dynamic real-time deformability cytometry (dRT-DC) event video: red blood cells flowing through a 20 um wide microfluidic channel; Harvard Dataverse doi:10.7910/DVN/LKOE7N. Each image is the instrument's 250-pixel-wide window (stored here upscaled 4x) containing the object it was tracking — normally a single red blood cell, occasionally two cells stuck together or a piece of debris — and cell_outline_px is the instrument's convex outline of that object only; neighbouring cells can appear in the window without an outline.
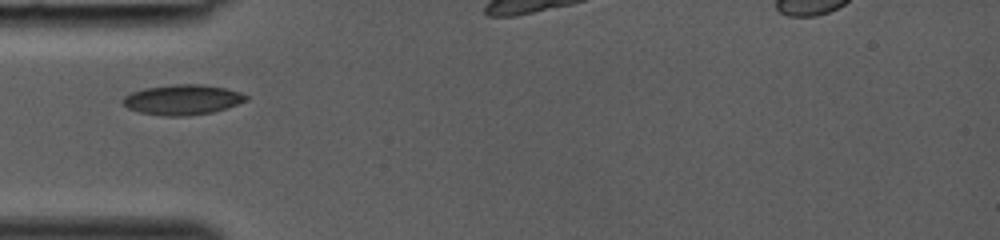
{"species": "common noctule bat (a hibernating species)", "species_latin": "Nyctalus noctula", "temperature_condition": "room temperature", "stored_images_in_passage": 5, "camera_frame_rate_fps": 3000, "um_per_image_px": 0.085, "animal": {"sex": "female", "body_mass_g": 19.0, "forearm_length_mm": 53.3}, "frame": {"image": 1, "passage_image": 1, "time_ms": 0.0, "image_size_px": [1000, 240], "cell_outline_px": [[248, 100], [212, 112], [188, 116], [160, 116], [140, 112], [128, 108], [120, 100], [124, 96], [132, 92], [144, 88], [176, 84], [204, 84], [224, 88], [240, 92], [248, 96]], "centroid_in_image_um": [15.48, 8.47], "position_along_channel_um": 69.5, "area_um2": 21.62}}
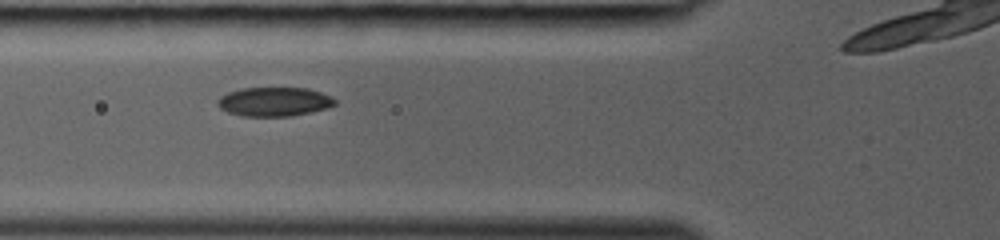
{"frame": {"image": 2, "passage_image": 3, "time_ms": 0.667, "image_size_px": [1000, 240], "cell_outline_px": [[336, 104], [328, 108], [312, 112], [292, 116], [240, 116], [228, 112], [220, 108], [216, 104], [216, 100], [220, 96], [228, 92], [244, 88], [308, 88], [320, 92], [336, 100]], "centroid_in_image_um": [23.29, 8.65], "position_along_channel_um": 102.5, "area_um2": 19.94}}